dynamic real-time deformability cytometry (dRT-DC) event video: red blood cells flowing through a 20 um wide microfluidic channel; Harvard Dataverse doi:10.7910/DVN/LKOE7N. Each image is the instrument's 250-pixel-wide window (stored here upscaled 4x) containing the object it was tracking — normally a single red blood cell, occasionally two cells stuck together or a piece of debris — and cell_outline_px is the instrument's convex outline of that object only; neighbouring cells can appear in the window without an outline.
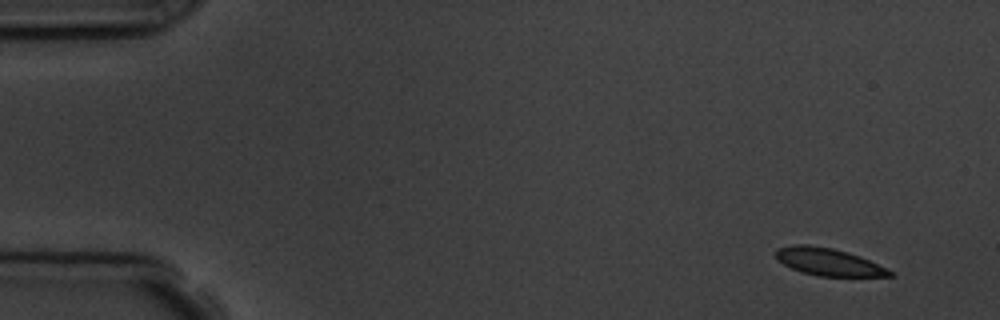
{"species": "common noctule bat (a hibernating species)", "species_latin": "Nyctalus noctula", "temperature_condition": "room temperature", "stored_images_in_passage": 15, "camera_frame_rate_fps": 3000, "um_per_image_px": 0.085, "animal": {"sex": "male", "body_mass_g": 19.5, "forearm_length_mm": 54.6}, "frame": {"image": 1, "passage_image": 1, "time_ms": 0.0, "image_size_px": [1000, 320], "cell_outline_px": [[896, 276], [820, 276], [800, 272], [776, 260], [776, 248], [792, 244], [808, 244], [832, 248], [848, 252], [860, 256], [888, 268]], "centroid_in_image_um": [70.4, 22.25], "position_along_channel_um": 14.6, "area_um2": 18.32}}
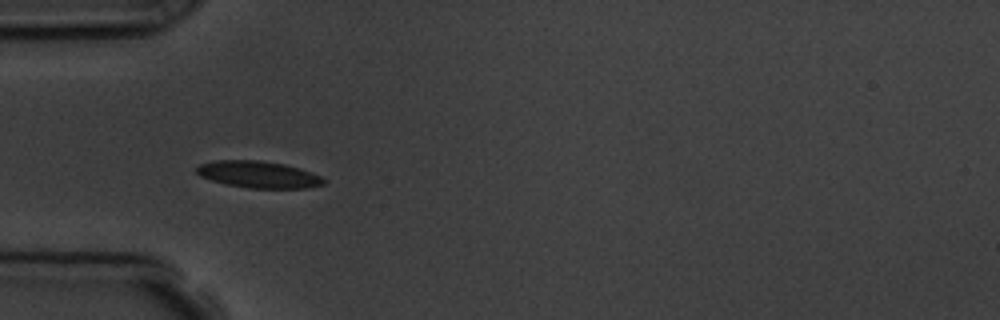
{"frame": {"image": 2, "passage_image": 5, "time_ms": 4.333, "image_size_px": [1000, 320], "cell_outline_px": [[324, 184], [308, 188], [248, 188], [224, 184], [200, 176], [196, 172], [196, 168], [200, 164], [216, 160], [260, 160], [284, 164], [312, 172], [320, 176], [324, 180]], "centroid_in_image_um": [21.95, 14.83], "position_along_channel_um": 63.0, "area_um2": 19.83}, "authors_computed_cell_mechanics": {"area_um2": 19.1318, "velocity_mm_per_s": 3.8018, "shape_relaxation_time_tau1_ms": 1.7707, "shape_relaxation_time_tau2_ms": null, "deformation_change_tau1": 0.1006, "deformation_change_tau2": null}}